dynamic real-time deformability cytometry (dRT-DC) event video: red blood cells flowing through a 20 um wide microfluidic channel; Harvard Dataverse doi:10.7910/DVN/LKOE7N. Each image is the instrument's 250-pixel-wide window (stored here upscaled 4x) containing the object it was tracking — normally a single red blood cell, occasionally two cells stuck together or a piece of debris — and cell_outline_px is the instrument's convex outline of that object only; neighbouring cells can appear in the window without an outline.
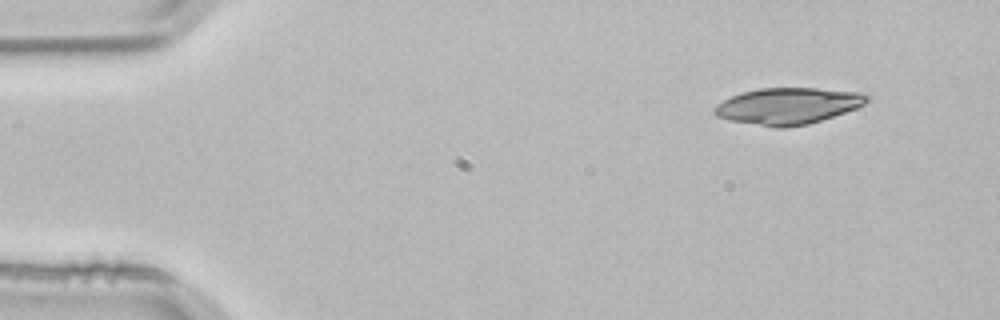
{"species": "common noctule bat (a hibernating species)", "species_latin": "Nyctalus noctula", "temperature_condition": "room temperature", "stored_images_in_passage": 3, "camera_frame_rate_fps": 3000, "um_per_image_px": 0.085, "animal": {"sex": "male", "body_mass_g": 21.5, "forearm_length_mm": 52.0}, "frame": {"image": 1, "passage_image": 1, "time_ms": 0.0, "image_size_px": [1000, 320], "cell_outline_px": [[872, 96], [864, 104], [856, 108], [808, 124], [784, 128], [776, 128], [728, 120], [716, 116], [712, 112], [712, 108], [716, 104], [732, 96], [744, 92], [760, 88], [816, 88], [860, 92]], "centroid_in_image_um": [66.95, 9.01], "position_along_channel_um": 18.0, "area_um2": 32.37}}